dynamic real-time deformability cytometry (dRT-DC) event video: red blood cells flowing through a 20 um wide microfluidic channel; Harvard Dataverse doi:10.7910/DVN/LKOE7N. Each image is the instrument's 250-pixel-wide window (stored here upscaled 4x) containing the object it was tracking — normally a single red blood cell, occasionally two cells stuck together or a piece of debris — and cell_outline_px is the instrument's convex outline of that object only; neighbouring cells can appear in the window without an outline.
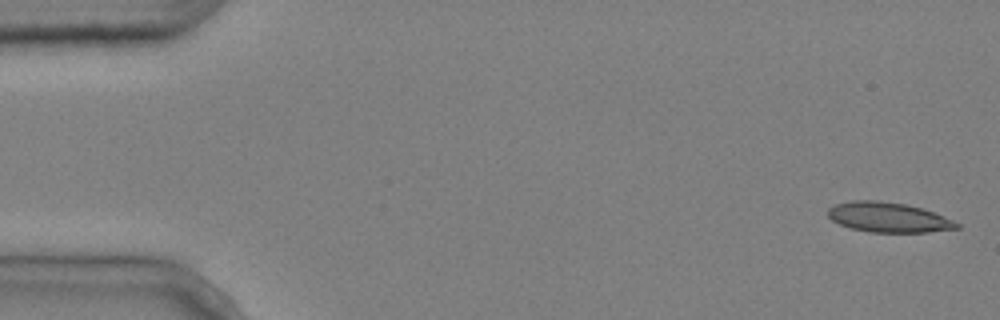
{"species": "common noctule bat (a hibernating species)", "species_latin": "Nyctalus noctula", "temperature_condition": "cold", "stored_images_in_passage": 7, "camera_frame_rate_fps": 3000, "um_per_image_px": 0.085, "animal": {"sex": "male", "body_mass_g": 20.4}, "frame": {"image": 1, "passage_image": 1, "time_ms": 0.0, "image_size_px": [1000, 320], "cell_outline_px": [[960, 228], [928, 232], [868, 232], [852, 228], [840, 224], [832, 220], [828, 216], [828, 208], [836, 204], [852, 200], [880, 200], [904, 204], [920, 208], [944, 216], [960, 224]], "centroid_in_image_um": [75.5, 18.47], "position_along_channel_um": 9.5, "area_um2": 22.31}}
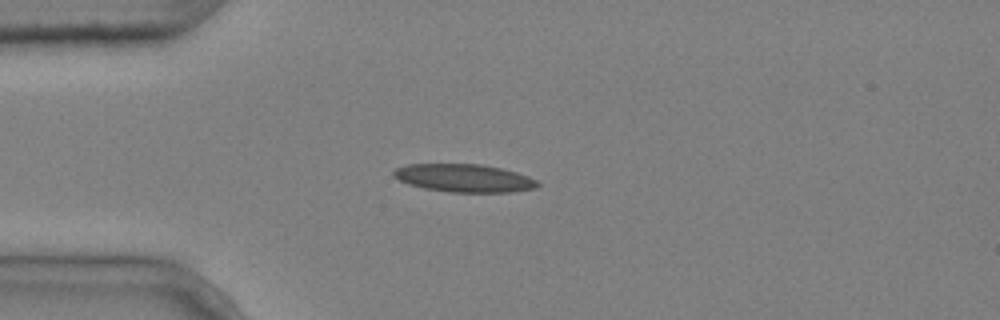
{"frame": {"image": 2, "passage_image": 4, "time_ms": 1.0, "image_size_px": [1000, 320], "cell_outline_px": [[540, 184], [536, 188], [512, 192], [448, 192], [424, 188], [408, 184], [392, 176], [392, 172], [396, 168], [408, 164], [480, 164], [500, 168], [516, 172], [528, 176], [536, 180]], "centroid_in_image_um": [39.44, 15.14], "position_along_channel_um": 45.6, "area_um2": 23.47}}